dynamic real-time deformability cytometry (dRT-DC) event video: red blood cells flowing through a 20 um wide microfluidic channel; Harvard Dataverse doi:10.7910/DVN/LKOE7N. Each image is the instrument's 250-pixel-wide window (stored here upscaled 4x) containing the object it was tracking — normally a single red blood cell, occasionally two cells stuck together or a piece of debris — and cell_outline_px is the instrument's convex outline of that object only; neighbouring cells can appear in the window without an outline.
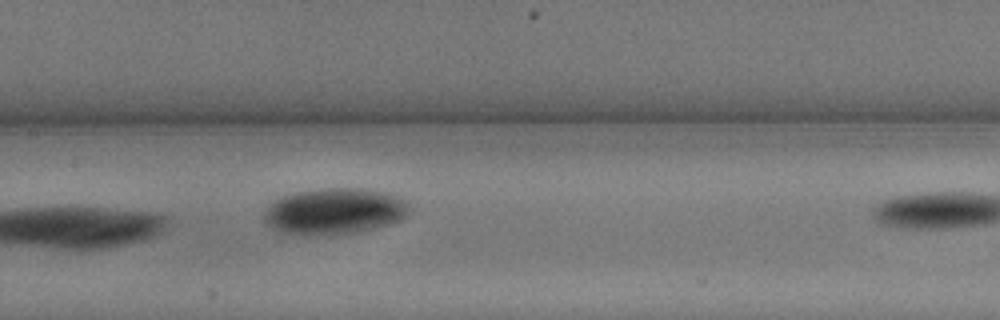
{"species": "common noctule bat (a hibernating species)", "species_latin": "Nyctalus noctula", "temperature_condition": "warm", "stored_images_in_passage": 10, "camera_frame_rate_fps": 3000, "um_per_image_px": 0.085, "animal": {"sex": "male", "body_mass_g": 13.3}, "frame": {"image": 1, "passage_image": 9, "time_ms": 2.667, "image_size_px": [1000, 320], "cell_outline_px": [[408, 208], [404, 216], [400, 220], [376, 228], [356, 232], [332, 236], [312, 236], [280, 232], [264, 224], [264, 212], [268, 204], [272, 200], [280, 196], [292, 192], [324, 188], [360, 188], [388, 192], [408, 200]], "centroid_in_image_um": [28.37, 17.96], "position_along_channel_um": 179.0, "area_um2": 39.94}}